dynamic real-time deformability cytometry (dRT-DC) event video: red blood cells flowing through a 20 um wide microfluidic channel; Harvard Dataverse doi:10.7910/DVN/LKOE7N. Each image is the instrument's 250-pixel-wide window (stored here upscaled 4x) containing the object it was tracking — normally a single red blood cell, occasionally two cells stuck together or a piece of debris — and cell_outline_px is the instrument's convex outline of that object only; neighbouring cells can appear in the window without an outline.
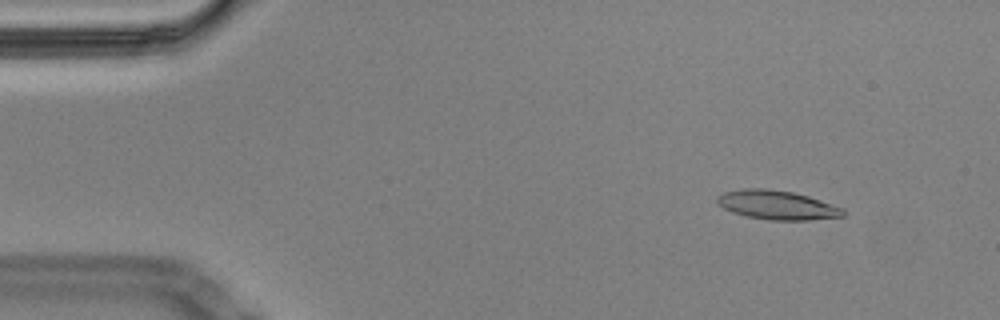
{"species": "Egyptian fruit bat (a non-hibernating species)", "species_latin": "Rousettus aegyptiacus", "temperature_condition": "cold", "stored_images_in_passage": 53, "camera_frame_rate_fps": 3000, "um_per_image_px": 0.085, "animal": {"sex": "male"}, "frame": {"image": 1, "passage_image": 1, "time_ms": 0.0, "image_size_px": [1000, 320], "cell_outline_px": [[844, 216], [808, 220], [768, 220], [748, 216], [732, 212], [724, 208], [716, 200], [716, 196], [724, 192], [744, 188], [768, 188], [792, 192], [808, 196], [844, 208]], "centroid_in_image_um": [66.05, 17.42], "position_along_channel_um": 19.0, "area_um2": 21.27}}
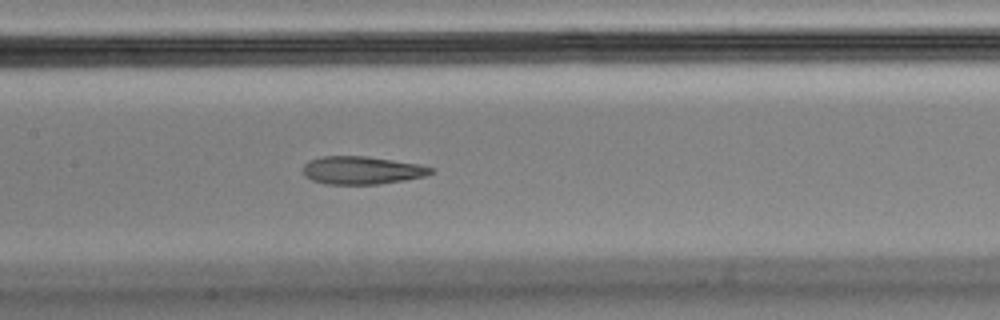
{"frame": {"image": 2, "passage_image": 22, "time_ms": 7.0, "image_size_px": [1000, 320], "cell_outline_px": [[436, 172], [424, 176], [404, 180], [380, 184], [324, 184], [312, 180], [304, 176], [304, 164], [308, 160], [324, 156], [364, 156], [420, 164], [436, 168]], "centroid_in_image_um": [30.79, 14.47], "position_along_channel_um": 176.6, "area_um2": 20.92}}
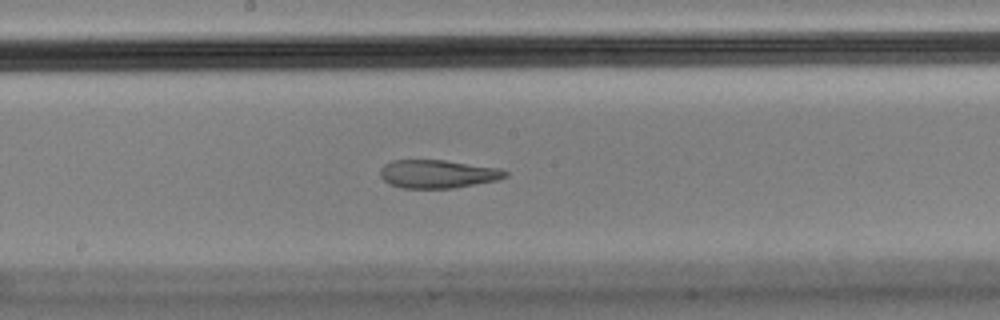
{"frame": {"image": 3, "passage_image": 25, "time_ms": 8.0, "image_size_px": [1000, 320], "cell_outline_px": [[508, 176], [496, 180], [452, 188], [400, 188], [388, 184], [380, 176], [380, 168], [384, 164], [392, 160], [444, 160], [500, 168], [508, 172]], "centroid_in_image_um": [37.17, 14.78], "position_along_channel_um": 211.0, "area_um2": 20.63}, "authors_computed_cell_mechanics": {"area_um2": 21.964, "velocity_mm_per_s": 3.4527, "shape_relaxation_time_tau1_ms": null, "shape_relaxation_time_tau2_ms": 2.0476, "deformation_change_tau1": null, "deformation_change_tau2": 0.1068}}